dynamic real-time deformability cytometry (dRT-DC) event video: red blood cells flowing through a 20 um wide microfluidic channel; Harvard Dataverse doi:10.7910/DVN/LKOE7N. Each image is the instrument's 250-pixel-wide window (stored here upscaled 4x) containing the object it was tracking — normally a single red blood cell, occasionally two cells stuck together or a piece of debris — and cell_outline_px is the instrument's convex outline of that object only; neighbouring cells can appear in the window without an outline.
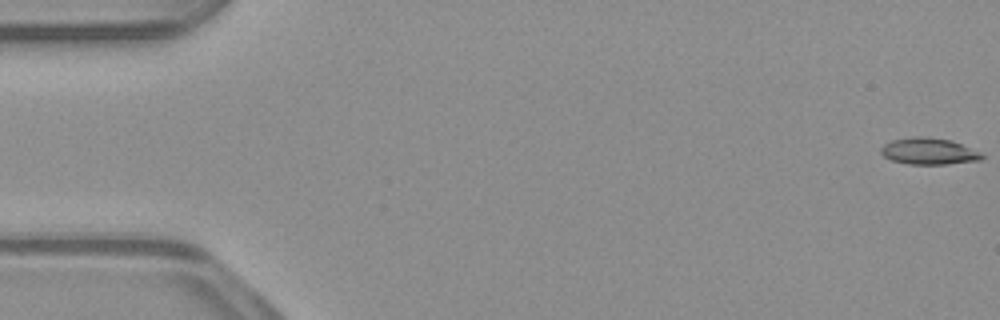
{"species": "common noctule bat (a hibernating species)", "species_latin": "Nyctalus noctula", "temperature_condition": "warm", "stored_images_in_passage": 53, "camera_frame_rate_fps": 3000, "um_per_image_px": 0.085, "animal": {"sex": "male", "body_mass_g": 23.1, "forearm_length_mm": 52.7}, "frame": {"image": 1, "passage_image": 1, "time_ms": 0.0, "image_size_px": [1000, 320], "cell_outline_px": [[984, 156], [980, 160], [948, 164], [908, 164], [892, 160], [884, 156], [880, 152], [880, 148], [884, 144], [892, 140], [912, 136], [924, 136], [952, 140], [980, 152]], "centroid_in_image_um": [78.93, 12.85], "position_along_channel_um": 6.1, "area_um2": 15.66}}
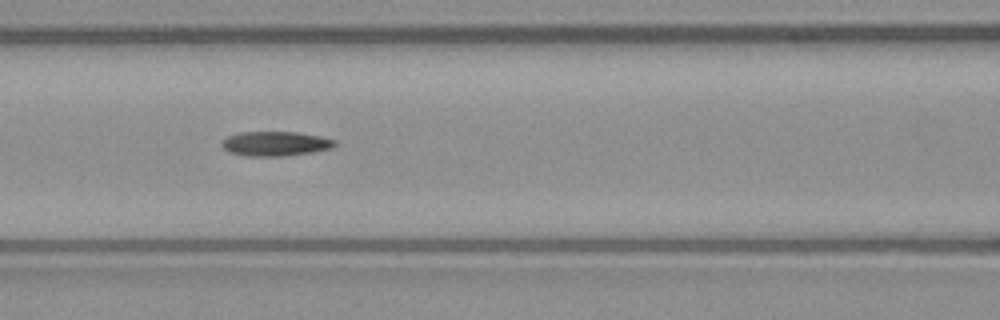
{"frame": {"image": 2, "passage_image": 23, "time_ms": 7.333, "image_size_px": [1000, 320], "cell_outline_px": [[336, 144], [332, 148], [312, 152], [284, 156], [244, 156], [232, 152], [224, 148], [220, 144], [228, 136], [240, 132], [296, 132], [320, 136], [336, 140]], "centroid_in_image_um": [23.43, 12.21], "position_along_channel_um": 143.2, "area_um2": 16.07}}
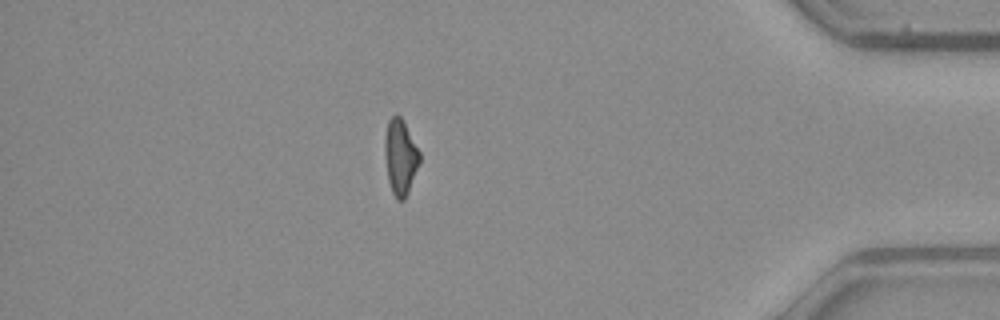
{"frame": {"image": 3, "passage_image": 46, "time_ms": 15.0, "image_size_px": [1000, 320], "cell_outline_px": [[420, 160], [408, 192], [404, 200], [396, 200], [392, 192], [388, 180], [384, 152], [384, 136], [388, 120], [396, 112], [404, 120], [420, 152]], "centroid_in_image_um": [34.01, 13.3], "position_along_channel_um": 401.2, "area_um2": 15.49}, "authors_computed_cell_mechanics": {"area_um2": 15.7794, "velocity_mm_per_s": 3.9591, "shape_relaxation_time_tau1_ms": 3.5552, "shape_relaxation_time_tau2_ms": 5.2949, "deformation_change_tau1": 0.1661, "deformation_change_tau2": 0.1541}}